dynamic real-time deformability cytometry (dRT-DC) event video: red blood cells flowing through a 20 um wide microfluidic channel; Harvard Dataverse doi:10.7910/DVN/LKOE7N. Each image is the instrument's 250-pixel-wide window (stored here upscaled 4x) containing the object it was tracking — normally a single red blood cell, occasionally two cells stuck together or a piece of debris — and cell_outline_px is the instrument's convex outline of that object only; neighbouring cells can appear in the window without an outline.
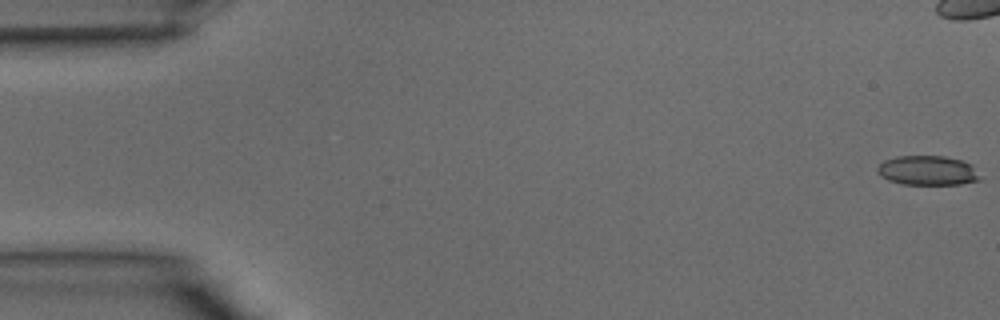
{"species": "common noctule bat (a hibernating species)", "species_latin": "Nyctalus noctula", "temperature_condition": "warm", "stored_images_in_passage": 13, "camera_frame_rate_fps": 3000, "um_per_image_px": 0.085, "animal": {"sex": "male", "body_mass_g": 15.6}, "frame": {"image": 1, "passage_image": 1, "time_ms": 0.0, "image_size_px": [1000, 320], "cell_outline_px": [[980, 180], [960, 184], [904, 184], [888, 180], [880, 176], [876, 172], [876, 168], [884, 160], [896, 156], [944, 156], [960, 160], [972, 164]], "centroid_in_image_um": [78.8, 14.49], "position_along_channel_um": 6.2, "area_um2": 17.57}}